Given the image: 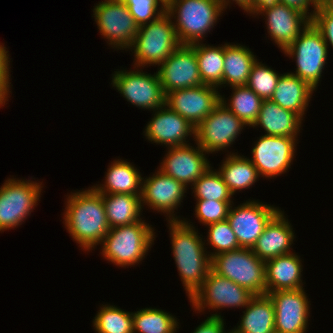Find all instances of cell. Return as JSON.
I'll use <instances>...</instances> for the list:
<instances>
[{"label": "cell", "mask_w": 333, "mask_h": 333, "mask_svg": "<svg viewBox=\"0 0 333 333\" xmlns=\"http://www.w3.org/2000/svg\"><path fill=\"white\" fill-rule=\"evenodd\" d=\"M246 124L221 102L195 128V142L207 154L228 149Z\"/></svg>", "instance_id": "8fae6325"}, {"label": "cell", "mask_w": 333, "mask_h": 333, "mask_svg": "<svg viewBox=\"0 0 333 333\" xmlns=\"http://www.w3.org/2000/svg\"><path fill=\"white\" fill-rule=\"evenodd\" d=\"M255 295L233 281L209 270L202 286L189 299L193 310L198 313L204 309L214 311L223 308H246Z\"/></svg>", "instance_id": "9c48e42d"}, {"label": "cell", "mask_w": 333, "mask_h": 333, "mask_svg": "<svg viewBox=\"0 0 333 333\" xmlns=\"http://www.w3.org/2000/svg\"><path fill=\"white\" fill-rule=\"evenodd\" d=\"M211 269L254 295L266 294L265 261L252 248L222 252L211 258Z\"/></svg>", "instance_id": "8992f818"}, {"label": "cell", "mask_w": 333, "mask_h": 333, "mask_svg": "<svg viewBox=\"0 0 333 333\" xmlns=\"http://www.w3.org/2000/svg\"><path fill=\"white\" fill-rule=\"evenodd\" d=\"M231 89L233 93L231 98L226 99L221 95V103L247 126L249 125L248 127H252L257 120L263 100L247 86H235Z\"/></svg>", "instance_id": "1f68e13d"}, {"label": "cell", "mask_w": 333, "mask_h": 333, "mask_svg": "<svg viewBox=\"0 0 333 333\" xmlns=\"http://www.w3.org/2000/svg\"><path fill=\"white\" fill-rule=\"evenodd\" d=\"M228 154H226L227 157H225L222 164L219 165L218 172L234 195L238 191L250 189L260 175L248 157L238 155L237 152L231 153V151Z\"/></svg>", "instance_id": "f1b7e54d"}, {"label": "cell", "mask_w": 333, "mask_h": 333, "mask_svg": "<svg viewBox=\"0 0 333 333\" xmlns=\"http://www.w3.org/2000/svg\"><path fill=\"white\" fill-rule=\"evenodd\" d=\"M154 116L143 132L148 141L167 147L184 146L190 143L187 137L195 139V127L166 104L153 111Z\"/></svg>", "instance_id": "ffe728a7"}, {"label": "cell", "mask_w": 333, "mask_h": 333, "mask_svg": "<svg viewBox=\"0 0 333 333\" xmlns=\"http://www.w3.org/2000/svg\"><path fill=\"white\" fill-rule=\"evenodd\" d=\"M93 17L99 33L114 49H129L139 26L122 0H104L93 8Z\"/></svg>", "instance_id": "30bf717a"}, {"label": "cell", "mask_w": 333, "mask_h": 333, "mask_svg": "<svg viewBox=\"0 0 333 333\" xmlns=\"http://www.w3.org/2000/svg\"><path fill=\"white\" fill-rule=\"evenodd\" d=\"M259 15L265 16L267 33L282 51L312 22L307 15L282 3H277Z\"/></svg>", "instance_id": "44dd1931"}, {"label": "cell", "mask_w": 333, "mask_h": 333, "mask_svg": "<svg viewBox=\"0 0 333 333\" xmlns=\"http://www.w3.org/2000/svg\"><path fill=\"white\" fill-rule=\"evenodd\" d=\"M145 220L110 228L100 243L103 257L119 267L139 264L155 240V230Z\"/></svg>", "instance_id": "277c9868"}, {"label": "cell", "mask_w": 333, "mask_h": 333, "mask_svg": "<svg viewBox=\"0 0 333 333\" xmlns=\"http://www.w3.org/2000/svg\"><path fill=\"white\" fill-rule=\"evenodd\" d=\"M232 333H275V307L268 294L255 295Z\"/></svg>", "instance_id": "4316f807"}, {"label": "cell", "mask_w": 333, "mask_h": 333, "mask_svg": "<svg viewBox=\"0 0 333 333\" xmlns=\"http://www.w3.org/2000/svg\"><path fill=\"white\" fill-rule=\"evenodd\" d=\"M303 119L296 113L284 109L271 99L263 100L253 128H263L268 136L298 138Z\"/></svg>", "instance_id": "cb8c5ba5"}, {"label": "cell", "mask_w": 333, "mask_h": 333, "mask_svg": "<svg viewBox=\"0 0 333 333\" xmlns=\"http://www.w3.org/2000/svg\"><path fill=\"white\" fill-rule=\"evenodd\" d=\"M279 3V0H251V15L258 16L262 11Z\"/></svg>", "instance_id": "ee69618b"}, {"label": "cell", "mask_w": 333, "mask_h": 333, "mask_svg": "<svg viewBox=\"0 0 333 333\" xmlns=\"http://www.w3.org/2000/svg\"><path fill=\"white\" fill-rule=\"evenodd\" d=\"M324 3L333 10V0H325Z\"/></svg>", "instance_id": "7dc6e473"}, {"label": "cell", "mask_w": 333, "mask_h": 333, "mask_svg": "<svg viewBox=\"0 0 333 333\" xmlns=\"http://www.w3.org/2000/svg\"><path fill=\"white\" fill-rule=\"evenodd\" d=\"M140 69V70H139ZM114 71L112 86L132 105L154 111L165 104V94L157 72L151 75L141 67ZM136 70V71H135Z\"/></svg>", "instance_id": "7c38bea8"}, {"label": "cell", "mask_w": 333, "mask_h": 333, "mask_svg": "<svg viewBox=\"0 0 333 333\" xmlns=\"http://www.w3.org/2000/svg\"><path fill=\"white\" fill-rule=\"evenodd\" d=\"M308 83L292 73H283L278 79L271 100L284 109L290 110L302 119L314 93Z\"/></svg>", "instance_id": "d4e9b609"}, {"label": "cell", "mask_w": 333, "mask_h": 333, "mask_svg": "<svg viewBox=\"0 0 333 333\" xmlns=\"http://www.w3.org/2000/svg\"><path fill=\"white\" fill-rule=\"evenodd\" d=\"M231 204L227 221L241 248H252L269 221L281 210L259 200H246L237 207Z\"/></svg>", "instance_id": "4fadbf2b"}, {"label": "cell", "mask_w": 333, "mask_h": 333, "mask_svg": "<svg viewBox=\"0 0 333 333\" xmlns=\"http://www.w3.org/2000/svg\"><path fill=\"white\" fill-rule=\"evenodd\" d=\"M187 189L180 181L157 170L152 176L142 179L141 205L166 214L168 221L182 220L174 210L181 205Z\"/></svg>", "instance_id": "e0dca14e"}, {"label": "cell", "mask_w": 333, "mask_h": 333, "mask_svg": "<svg viewBox=\"0 0 333 333\" xmlns=\"http://www.w3.org/2000/svg\"><path fill=\"white\" fill-rule=\"evenodd\" d=\"M312 23L322 33L328 48L329 45L333 48V10L324 2H319Z\"/></svg>", "instance_id": "ab89813d"}, {"label": "cell", "mask_w": 333, "mask_h": 333, "mask_svg": "<svg viewBox=\"0 0 333 333\" xmlns=\"http://www.w3.org/2000/svg\"><path fill=\"white\" fill-rule=\"evenodd\" d=\"M232 203L233 201L196 200L195 215L205 226L224 221Z\"/></svg>", "instance_id": "f35d334b"}, {"label": "cell", "mask_w": 333, "mask_h": 333, "mask_svg": "<svg viewBox=\"0 0 333 333\" xmlns=\"http://www.w3.org/2000/svg\"><path fill=\"white\" fill-rule=\"evenodd\" d=\"M224 10L228 8V5L232 2H235L244 12L251 14V0H218ZM227 7V8H226Z\"/></svg>", "instance_id": "bcb514c9"}, {"label": "cell", "mask_w": 333, "mask_h": 333, "mask_svg": "<svg viewBox=\"0 0 333 333\" xmlns=\"http://www.w3.org/2000/svg\"><path fill=\"white\" fill-rule=\"evenodd\" d=\"M319 2V0H279V3L297 9L298 11L307 15L311 20L315 15ZM310 6H313L314 10L308 12L310 11Z\"/></svg>", "instance_id": "b9f144b4"}, {"label": "cell", "mask_w": 333, "mask_h": 333, "mask_svg": "<svg viewBox=\"0 0 333 333\" xmlns=\"http://www.w3.org/2000/svg\"><path fill=\"white\" fill-rule=\"evenodd\" d=\"M281 74L271 67L256 60L252 65L246 86L253 90L262 100L271 99Z\"/></svg>", "instance_id": "d590c367"}, {"label": "cell", "mask_w": 333, "mask_h": 333, "mask_svg": "<svg viewBox=\"0 0 333 333\" xmlns=\"http://www.w3.org/2000/svg\"><path fill=\"white\" fill-rule=\"evenodd\" d=\"M7 48L3 45V43H0V77H6L9 81L11 79L10 73V55L8 54Z\"/></svg>", "instance_id": "7bdbcfd3"}, {"label": "cell", "mask_w": 333, "mask_h": 333, "mask_svg": "<svg viewBox=\"0 0 333 333\" xmlns=\"http://www.w3.org/2000/svg\"><path fill=\"white\" fill-rule=\"evenodd\" d=\"M180 45L172 18L165 12L158 19L139 26L129 48L134 53L133 67H159Z\"/></svg>", "instance_id": "5b68a950"}, {"label": "cell", "mask_w": 333, "mask_h": 333, "mask_svg": "<svg viewBox=\"0 0 333 333\" xmlns=\"http://www.w3.org/2000/svg\"><path fill=\"white\" fill-rule=\"evenodd\" d=\"M110 228L141 221V196L132 194H101ZM141 214V215H140Z\"/></svg>", "instance_id": "f546056e"}, {"label": "cell", "mask_w": 333, "mask_h": 333, "mask_svg": "<svg viewBox=\"0 0 333 333\" xmlns=\"http://www.w3.org/2000/svg\"><path fill=\"white\" fill-rule=\"evenodd\" d=\"M159 66L156 72L164 94L203 85L195 54V44L180 45Z\"/></svg>", "instance_id": "9a60e30c"}, {"label": "cell", "mask_w": 333, "mask_h": 333, "mask_svg": "<svg viewBox=\"0 0 333 333\" xmlns=\"http://www.w3.org/2000/svg\"><path fill=\"white\" fill-rule=\"evenodd\" d=\"M297 138L261 135L252 147L249 159L261 177L275 178L291 168L295 157Z\"/></svg>", "instance_id": "5bb4252c"}, {"label": "cell", "mask_w": 333, "mask_h": 333, "mask_svg": "<svg viewBox=\"0 0 333 333\" xmlns=\"http://www.w3.org/2000/svg\"><path fill=\"white\" fill-rule=\"evenodd\" d=\"M92 323L96 333H133V312L113 305H101Z\"/></svg>", "instance_id": "836d02e7"}, {"label": "cell", "mask_w": 333, "mask_h": 333, "mask_svg": "<svg viewBox=\"0 0 333 333\" xmlns=\"http://www.w3.org/2000/svg\"><path fill=\"white\" fill-rule=\"evenodd\" d=\"M212 166L191 186L196 200L232 201L233 194Z\"/></svg>", "instance_id": "e575fe53"}, {"label": "cell", "mask_w": 333, "mask_h": 333, "mask_svg": "<svg viewBox=\"0 0 333 333\" xmlns=\"http://www.w3.org/2000/svg\"><path fill=\"white\" fill-rule=\"evenodd\" d=\"M208 226L207 241L204 240L207 245L212 246L214 252H208L210 258L213 256L222 253L233 251L241 248L239 246L237 237L232 230L229 222L226 220L211 223Z\"/></svg>", "instance_id": "8d00e7d4"}, {"label": "cell", "mask_w": 333, "mask_h": 333, "mask_svg": "<svg viewBox=\"0 0 333 333\" xmlns=\"http://www.w3.org/2000/svg\"><path fill=\"white\" fill-rule=\"evenodd\" d=\"M256 55L241 44H225L223 86H246Z\"/></svg>", "instance_id": "83f0119b"}, {"label": "cell", "mask_w": 333, "mask_h": 333, "mask_svg": "<svg viewBox=\"0 0 333 333\" xmlns=\"http://www.w3.org/2000/svg\"><path fill=\"white\" fill-rule=\"evenodd\" d=\"M10 84L11 82L6 77H0V108L8 101L11 92Z\"/></svg>", "instance_id": "f6af8a7d"}, {"label": "cell", "mask_w": 333, "mask_h": 333, "mask_svg": "<svg viewBox=\"0 0 333 333\" xmlns=\"http://www.w3.org/2000/svg\"><path fill=\"white\" fill-rule=\"evenodd\" d=\"M301 261L295 252L265 261L266 294L303 288Z\"/></svg>", "instance_id": "603a6c76"}, {"label": "cell", "mask_w": 333, "mask_h": 333, "mask_svg": "<svg viewBox=\"0 0 333 333\" xmlns=\"http://www.w3.org/2000/svg\"><path fill=\"white\" fill-rule=\"evenodd\" d=\"M294 233L284 211L280 210L269 221L252 250L263 261L291 253L290 246L294 242Z\"/></svg>", "instance_id": "7402d4cb"}, {"label": "cell", "mask_w": 333, "mask_h": 333, "mask_svg": "<svg viewBox=\"0 0 333 333\" xmlns=\"http://www.w3.org/2000/svg\"><path fill=\"white\" fill-rule=\"evenodd\" d=\"M223 11L218 0H167L166 7L181 45L202 42Z\"/></svg>", "instance_id": "3957f363"}, {"label": "cell", "mask_w": 333, "mask_h": 333, "mask_svg": "<svg viewBox=\"0 0 333 333\" xmlns=\"http://www.w3.org/2000/svg\"><path fill=\"white\" fill-rule=\"evenodd\" d=\"M167 222L175 264L190 299L205 281L211 269V258L206 251L204 238L198 235L193 223L190 224L185 218Z\"/></svg>", "instance_id": "7a4b0ae2"}, {"label": "cell", "mask_w": 333, "mask_h": 333, "mask_svg": "<svg viewBox=\"0 0 333 333\" xmlns=\"http://www.w3.org/2000/svg\"><path fill=\"white\" fill-rule=\"evenodd\" d=\"M223 316L219 313H213L211 316L207 317L201 324L196 327L193 333H229L225 330Z\"/></svg>", "instance_id": "60d3db41"}, {"label": "cell", "mask_w": 333, "mask_h": 333, "mask_svg": "<svg viewBox=\"0 0 333 333\" xmlns=\"http://www.w3.org/2000/svg\"><path fill=\"white\" fill-rule=\"evenodd\" d=\"M42 182L9 178L0 187V232L22 225L38 205Z\"/></svg>", "instance_id": "ba28073f"}, {"label": "cell", "mask_w": 333, "mask_h": 333, "mask_svg": "<svg viewBox=\"0 0 333 333\" xmlns=\"http://www.w3.org/2000/svg\"><path fill=\"white\" fill-rule=\"evenodd\" d=\"M138 26L158 19L166 12L167 0H122Z\"/></svg>", "instance_id": "74e56055"}, {"label": "cell", "mask_w": 333, "mask_h": 333, "mask_svg": "<svg viewBox=\"0 0 333 333\" xmlns=\"http://www.w3.org/2000/svg\"><path fill=\"white\" fill-rule=\"evenodd\" d=\"M132 317L133 333H175L179 328L177 318L162 309H139Z\"/></svg>", "instance_id": "d6a6232c"}, {"label": "cell", "mask_w": 333, "mask_h": 333, "mask_svg": "<svg viewBox=\"0 0 333 333\" xmlns=\"http://www.w3.org/2000/svg\"><path fill=\"white\" fill-rule=\"evenodd\" d=\"M63 223L84 251H92L104 239L110 227L101 194L93 187L67 195Z\"/></svg>", "instance_id": "6da1fadb"}, {"label": "cell", "mask_w": 333, "mask_h": 333, "mask_svg": "<svg viewBox=\"0 0 333 333\" xmlns=\"http://www.w3.org/2000/svg\"><path fill=\"white\" fill-rule=\"evenodd\" d=\"M304 288L268 293L275 307V333H306L310 301Z\"/></svg>", "instance_id": "ac0fdd59"}, {"label": "cell", "mask_w": 333, "mask_h": 333, "mask_svg": "<svg viewBox=\"0 0 333 333\" xmlns=\"http://www.w3.org/2000/svg\"><path fill=\"white\" fill-rule=\"evenodd\" d=\"M132 163L117 159L108 165L104 184L92 186L100 194H132L141 196L142 194V174Z\"/></svg>", "instance_id": "484cf974"}, {"label": "cell", "mask_w": 333, "mask_h": 333, "mask_svg": "<svg viewBox=\"0 0 333 333\" xmlns=\"http://www.w3.org/2000/svg\"><path fill=\"white\" fill-rule=\"evenodd\" d=\"M283 53L296 61V71L290 73L316 90L327 63L328 45L314 24L311 22Z\"/></svg>", "instance_id": "52a82bcc"}, {"label": "cell", "mask_w": 333, "mask_h": 333, "mask_svg": "<svg viewBox=\"0 0 333 333\" xmlns=\"http://www.w3.org/2000/svg\"><path fill=\"white\" fill-rule=\"evenodd\" d=\"M220 94L217 87L203 84L165 94V104L196 128L221 102Z\"/></svg>", "instance_id": "2e32d148"}, {"label": "cell", "mask_w": 333, "mask_h": 333, "mask_svg": "<svg viewBox=\"0 0 333 333\" xmlns=\"http://www.w3.org/2000/svg\"><path fill=\"white\" fill-rule=\"evenodd\" d=\"M195 54L202 83L222 88L225 44L216 47L203 42L195 43Z\"/></svg>", "instance_id": "4dcf8cb0"}, {"label": "cell", "mask_w": 333, "mask_h": 333, "mask_svg": "<svg viewBox=\"0 0 333 333\" xmlns=\"http://www.w3.org/2000/svg\"><path fill=\"white\" fill-rule=\"evenodd\" d=\"M191 144L168 147V151L159 166L164 174L180 181L186 188L190 187L211 167L206 152Z\"/></svg>", "instance_id": "d6986e66"}]
</instances>
